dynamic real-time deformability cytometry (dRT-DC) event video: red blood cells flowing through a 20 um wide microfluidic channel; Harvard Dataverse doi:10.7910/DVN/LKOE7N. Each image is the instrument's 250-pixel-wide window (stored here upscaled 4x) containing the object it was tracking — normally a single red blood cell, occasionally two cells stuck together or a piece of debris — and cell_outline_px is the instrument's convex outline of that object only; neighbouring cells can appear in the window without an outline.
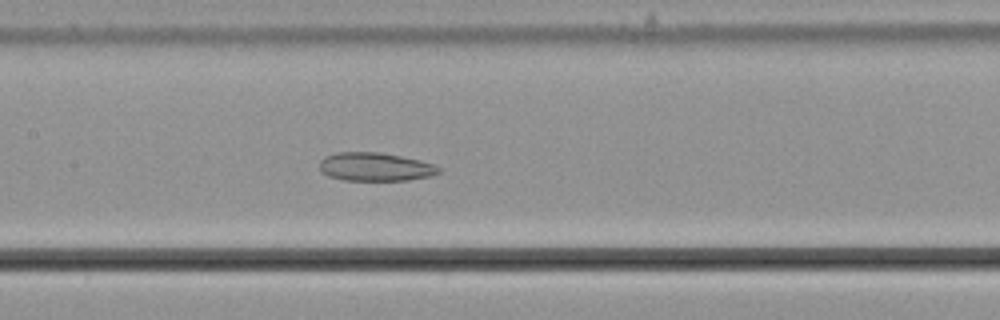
{"species": "common noctule bat (a hibernating species)", "species_latin": "Nyctalus noctula", "temperature_condition": "cold", "stored_images_in_passage": 57, "camera_frame_rate_fps": 3000, "um_per_image_px": 0.085, "animal": {"sex": "male", "body_mass_g": 21.5, "forearm_length_mm": 52.0}, "frame": {"image": 1, "passage_image": 28, "time_ms": 9.0, "image_size_px": [1000, 320], "cell_outline_px": [[440, 172], [432, 176], [408, 180], [344, 180], [328, 176], [320, 172], [320, 160], [324, 156], [336, 152], [376, 152], [400, 156], [420, 160], [432, 164], [440, 168]], "centroid_in_image_um": [31.86, 14.18], "position_along_channel_um": 175.5, "area_um2": 19.77}}
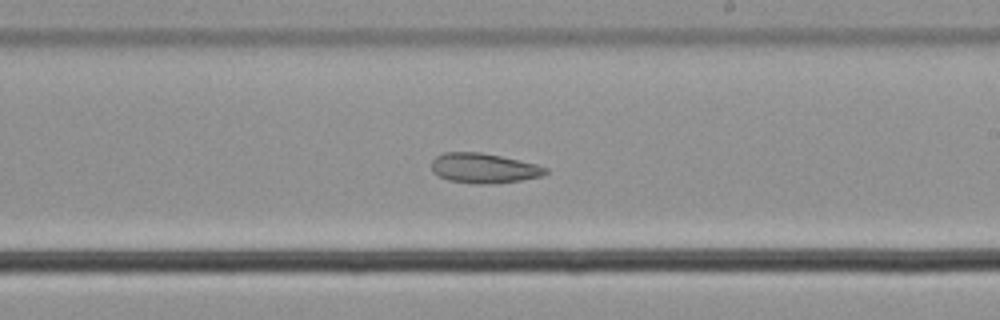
{"frame": {"image": 2, "passage_image": 34, "time_ms": 11.0, "image_size_px": [1000, 320], "cell_outline_px": [[548, 172], [544, 176], [496, 184], [476, 184], [448, 180], [432, 172], [432, 160], [436, 156], [444, 152], [480, 152], [500, 156], [536, 164], [548, 168]], "centroid_in_image_um": [41.13, 14.3], "position_along_channel_um": 247.9, "area_um2": 19.94}}
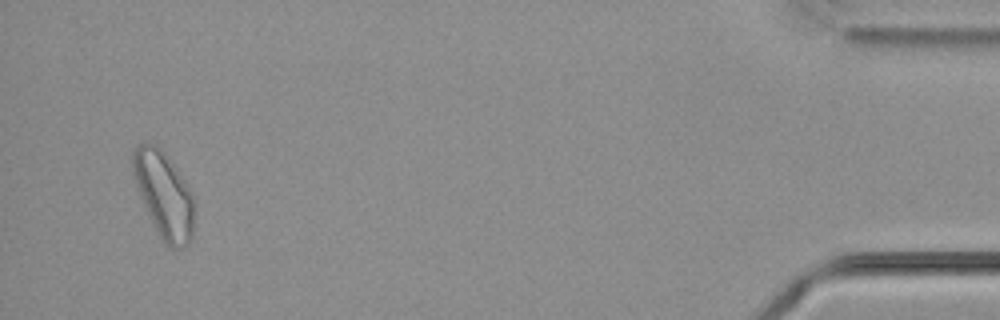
{"frame": {"image": 3, "passage_image": 55, "time_ms": 18.0, "image_size_px": [1000, 320], "cell_outline_px": [[192, 240], [188, 244], [180, 248], [168, 248], [160, 240], [144, 204], [136, 184], [132, 172], [132, 152], [136, 144], [156, 144], [164, 152], [176, 168], [192, 192]], "centroid_in_image_um": [13.91, 16.57], "position_along_channel_um": 421.3, "area_um2": 30.52}, "authors_computed_cell_mechanics": {"area_um2": 25.6054, "velocity_mm_per_s": 3.6284, "shape_relaxation_time_tau1_ms": null, "shape_relaxation_time_tau2_ms": 2.9672, "deformation_change_tau1": null, "deformation_change_tau2": 0.0823}}